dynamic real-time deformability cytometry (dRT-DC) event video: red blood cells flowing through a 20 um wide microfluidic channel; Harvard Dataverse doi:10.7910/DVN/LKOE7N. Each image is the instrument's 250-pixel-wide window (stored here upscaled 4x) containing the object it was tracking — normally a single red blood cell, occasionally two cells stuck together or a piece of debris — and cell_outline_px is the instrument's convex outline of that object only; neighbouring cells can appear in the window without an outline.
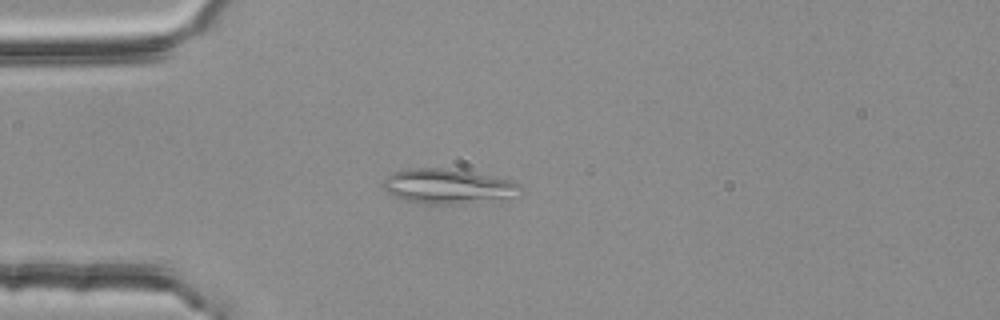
{"species": "common noctule bat (a hibernating species)", "species_latin": "Nyctalus noctula", "temperature_condition": "room temperature", "stored_images_in_passage": 3, "camera_frame_rate_fps": 3000, "um_per_image_px": 0.085, "animal": {"sex": "female", "body_mass_g": 25.1}, "frame": {"image": 1, "passage_image": 3, "time_ms": 0.667, "image_size_px": [1000, 320], "cell_outline_px": [[524, 192], [504, 196], [448, 204], [424, 204], [404, 200], [388, 192], [384, 188], [384, 176], [392, 172], [412, 168], [444, 168], [516, 180], [524, 188]], "centroid_in_image_um": [38.01, 15.8], "position_along_channel_um": 47.0, "area_um2": 27.05}}